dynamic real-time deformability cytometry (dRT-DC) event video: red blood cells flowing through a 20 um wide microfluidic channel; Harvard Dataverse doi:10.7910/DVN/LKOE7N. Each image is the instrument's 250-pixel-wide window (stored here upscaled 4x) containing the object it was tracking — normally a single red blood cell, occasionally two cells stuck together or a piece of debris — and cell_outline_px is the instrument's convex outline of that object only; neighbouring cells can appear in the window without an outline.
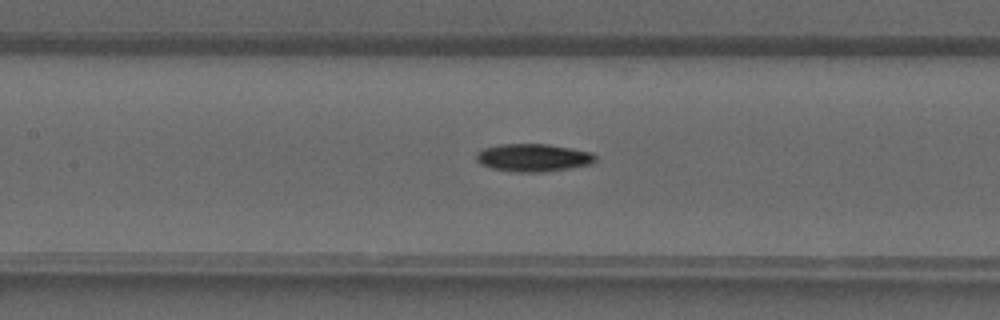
{"species": "common noctule bat (a hibernating species)", "species_latin": "Nyctalus noctula", "temperature_condition": "warm", "stored_images_in_passage": 28, "camera_frame_rate_fps": 3000, "um_per_image_px": 0.085, "animal": {"sex": "male", "forearm_length_mm": 52.5}, "frame": {"image": 1, "passage_image": 6, "time_ms": 1.667, "image_size_px": [1000, 320], "cell_outline_px": [[596, 160], [592, 164], [568, 168], [536, 172], [516, 172], [492, 168], [480, 164], [476, 160], [476, 152], [484, 148], [500, 144], [548, 144], [572, 148], [592, 152], [596, 156]], "centroid_in_image_um": [45.32, 13.39], "position_along_channel_um": 162.1, "area_um2": 19.25}}
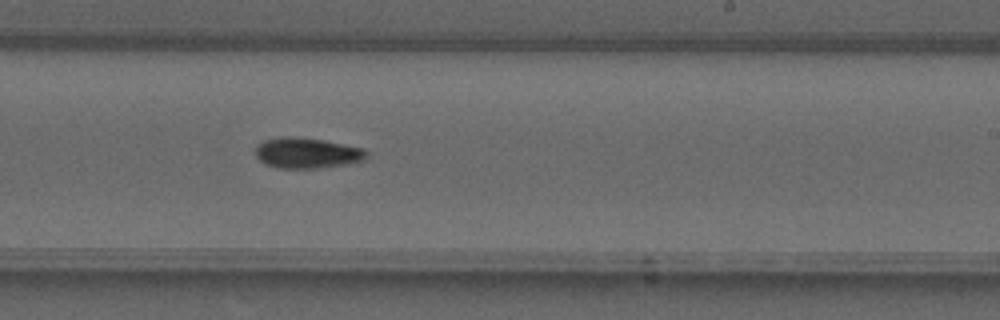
{"frame": {"image": 2, "passage_image": 12, "time_ms": 3.667, "image_size_px": [1000, 320], "cell_outline_px": [[368, 156], [364, 160], [348, 164], [320, 168], [280, 168], [268, 164], [260, 160], [256, 156], [256, 144], [264, 140], [284, 136], [296, 136], [324, 140], [364, 148], [368, 152]], "centroid_in_image_um": [26.12, 12.99], "position_along_channel_um": 262.9, "area_um2": 19.94}}
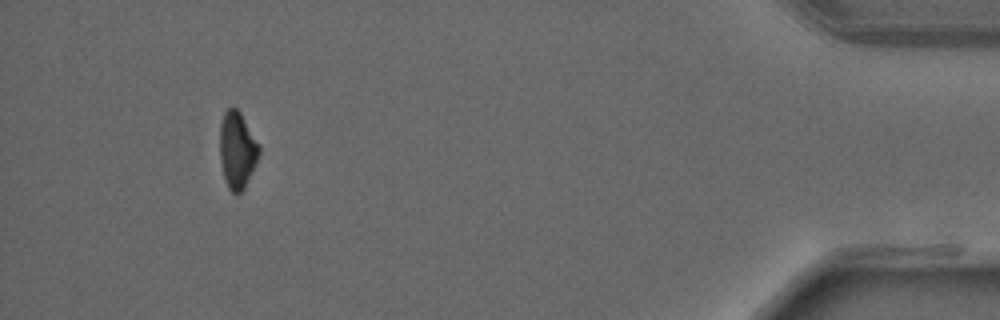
{"frame": {"image": 3, "passage_image": 25, "time_ms": 8.0, "image_size_px": [1000, 320], "cell_outline_px": [[260, 152], [244, 188], [236, 196], [228, 188], [224, 180], [220, 160], [220, 124], [224, 112], [228, 108], [236, 108], [240, 112], [260, 144]], "centroid_in_image_um": [20.15, 12.76], "position_along_channel_um": 415.0, "area_um2": 17.57}}